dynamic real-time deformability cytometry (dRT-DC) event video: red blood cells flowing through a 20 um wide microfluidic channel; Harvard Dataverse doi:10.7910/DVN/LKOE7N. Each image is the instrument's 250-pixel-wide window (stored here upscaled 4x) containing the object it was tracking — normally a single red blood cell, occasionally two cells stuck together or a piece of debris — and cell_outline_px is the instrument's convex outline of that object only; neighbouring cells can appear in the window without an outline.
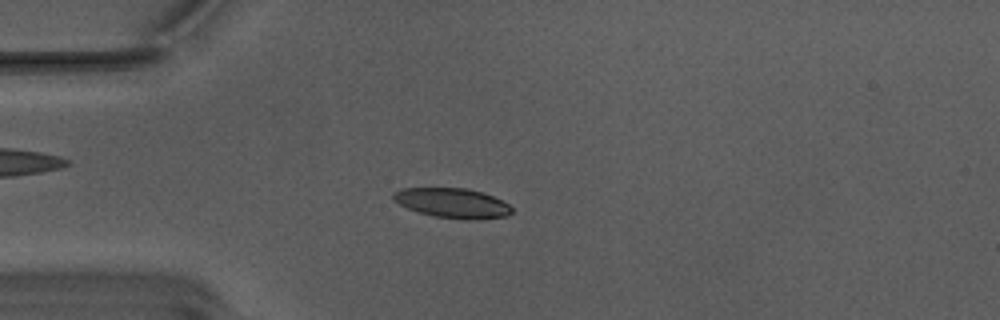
{"species": "Egyptian fruit bat (a non-hibernating species)", "species_latin": "Rousettus aegyptiacus", "temperature_condition": "warm", "stored_images_in_passage": 55, "camera_frame_rate_fps": 3000, "um_per_image_px": 0.085, "animal": {"sex": "male"}, "frame": {"image": 1, "passage_image": 15, "time_ms": 4.667, "image_size_px": [1000, 320], "cell_outline_px": [[512, 212], [508, 216], [468, 220], [436, 216], [420, 212], [408, 208], [392, 200], [392, 196], [396, 192], [404, 188], [468, 188], [484, 192], [508, 204], [512, 208]], "centroid_in_image_um": [38.48, 17.25], "position_along_channel_um": 46.5, "area_um2": 20.35}}
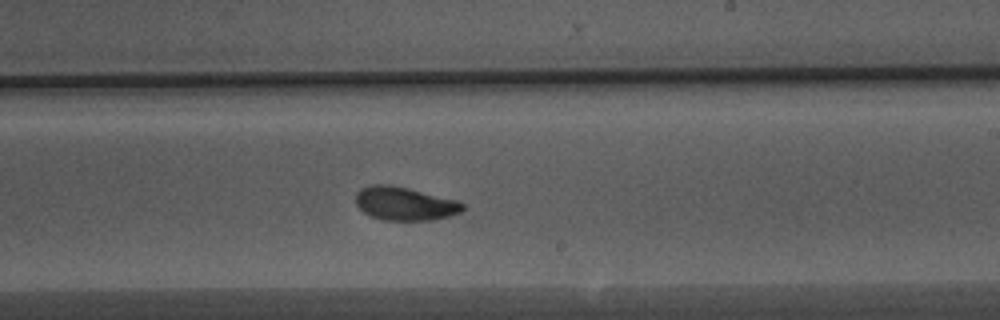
{"frame": {"image": 2, "passage_image": 33, "time_ms": 10.667, "image_size_px": [1000, 320], "cell_outline_px": [[464, 208], [460, 212], [448, 216], [432, 220], [380, 220], [364, 212], [356, 204], [356, 192], [360, 188], [372, 184], [388, 184], [408, 188], [456, 200], [464, 204]], "centroid_in_image_um": [34.37, 17.3], "position_along_channel_um": 254.6, "area_um2": 20.75}}
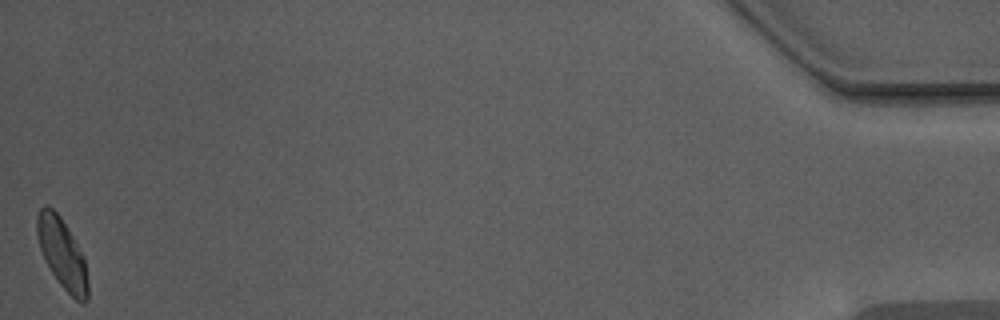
{"frame": {"image": 3, "passage_image": 55, "time_ms": 18.0, "image_size_px": [1000, 320], "cell_outline_px": [[88, 300], [84, 304], [76, 300], [60, 284], [44, 260], [40, 248], [36, 232], [36, 216], [40, 208], [52, 208], [60, 216], [84, 256], [88, 280]], "centroid_in_image_um": [5.29, 21.58], "position_along_channel_um": 429.9, "area_um2": 20.58}, "authors_computed_cell_mechanics": {"area_um2": 20.519, "velocity_mm_per_s": 3.7619, "shape_relaxation_time_tau1_ms": 3.6665, "shape_relaxation_time_tau2_ms": 3.3588, "deformation_change_tau1": 0.141, "deformation_change_tau2": 0.0856}}